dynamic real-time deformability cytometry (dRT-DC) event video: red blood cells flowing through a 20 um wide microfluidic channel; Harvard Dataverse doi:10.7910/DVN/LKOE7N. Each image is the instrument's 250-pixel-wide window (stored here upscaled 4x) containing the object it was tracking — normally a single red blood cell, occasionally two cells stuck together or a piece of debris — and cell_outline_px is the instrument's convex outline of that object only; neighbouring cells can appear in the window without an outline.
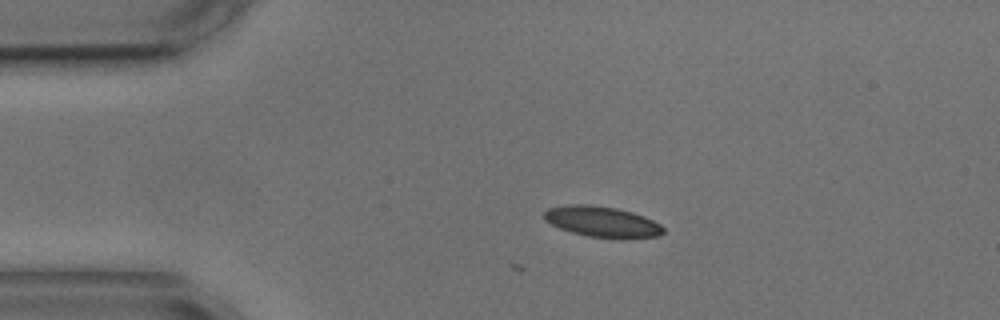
{"species": "common noctule bat (a hibernating species)", "species_latin": "Nyctalus noctula", "temperature_condition": "cold", "stored_images_in_passage": 4, "camera_frame_rate_fps": 3000, "um_per_image_px": 0.085, "animal": {"sex": "male", "body_mass_g": 17.9, "forearm_length_mm": 54.2}, "frame": {"image": 1, "passage_image": 1, "time_ms": 0.0, "image_size_px": [1000, 320], "cell_outline_px": [[664, 232], [656, 236], [620, 240], [588, 236], [572, 232], [560, 228], [544, 220], [544, 212], [548, 208], [568, 204], [588, 204], [616, 208], [632, 212], [644, 216], [660, 224], [664, 228]], "centroid_in_image_um": [51.19, 18.86], "position_along_channel_um": 33.8, "area_um2": 21.56}}